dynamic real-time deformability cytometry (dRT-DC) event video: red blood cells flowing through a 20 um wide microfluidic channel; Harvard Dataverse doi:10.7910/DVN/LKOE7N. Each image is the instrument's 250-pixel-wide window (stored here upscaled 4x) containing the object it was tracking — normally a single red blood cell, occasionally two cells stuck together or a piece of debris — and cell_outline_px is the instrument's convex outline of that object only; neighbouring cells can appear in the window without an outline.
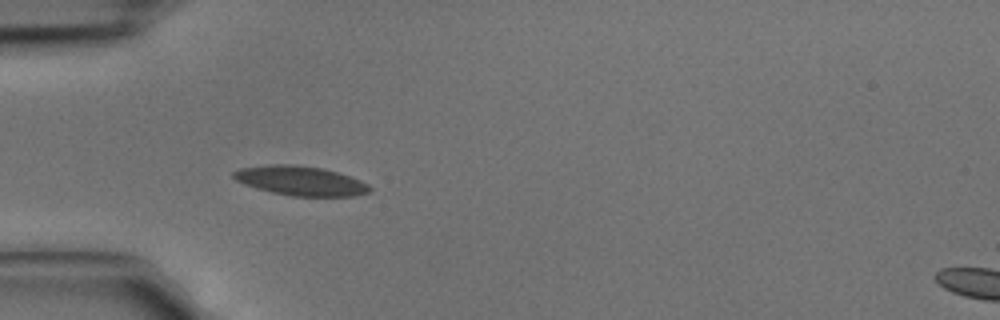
{"species": "common noctule bat (a hibernating species)", "species_latin": "Nyctalus noctula", "temperature_condition": "cold", "stored_images_in_passage": 5, "segment_of_instrument_passage": [1, 2], "camera_frame_rate_fps": 3000, "um_per_image_px": 0.085, "animal": {"sex": "male", "body_mass_g": 15.6}, "frame": {"image": 1, "passage_image": 4, "time_ms": 1.0, "image_size_px": [1000, 320], "cell_outline_px": [[372, 192], [356, 196], [292, 196], [272, 192], [256, 188], [244, 184], [236, 180], [232, 176], [232, 172], [240, 168], [268, 164], [292, 164], [320, 168], [336, 172], [360, 180], [368, 184], [372, 188]], "centroid_in_image_um": [25.55, 15.37], "position_along_channel_um": 59.5, "area_um2": 23.35}}